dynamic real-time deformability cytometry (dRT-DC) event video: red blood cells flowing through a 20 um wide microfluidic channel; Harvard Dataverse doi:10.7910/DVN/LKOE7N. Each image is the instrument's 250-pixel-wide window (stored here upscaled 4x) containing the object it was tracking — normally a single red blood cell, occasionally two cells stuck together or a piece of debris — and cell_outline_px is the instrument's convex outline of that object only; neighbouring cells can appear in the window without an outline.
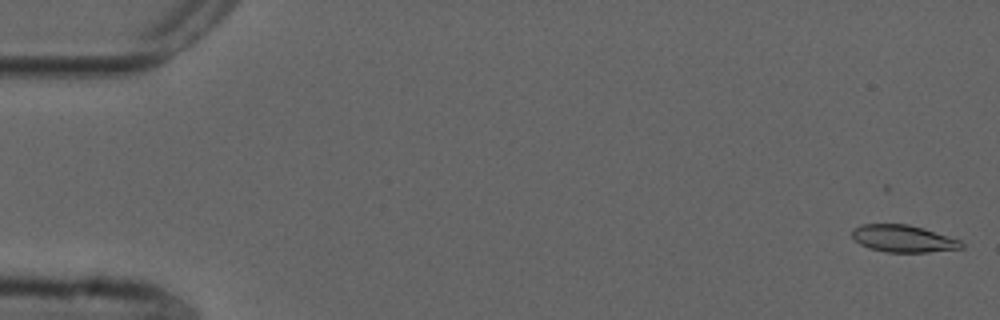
{"species": "common noctule bat (a hibernating species)", "species_latin": "Nyctalus noctula", "temperature_condition": "cold", "stored_images_in_passage": 54, "camera_frame_rate_fps": 3000, "um_per_image_px": 0.085, "animal": {"sex": "male", "forearm_length_mm": 52.5}, "frame": {"image": 1, "passage_image": 1, "time_ms": 0.0, "image_size_px": [1000, 320], "cell_outline_px": [[964, 248], [928, 252], [888, 252], [868, 248], [860, 244], [852, 236], [852, 228], [860, 224], [908, 224], [960, 240], [964, 244]], "centroid_in_image_um": [76.75, 20.28], "position_along_channel_um": 8.3, "area_um2": 17.17}}
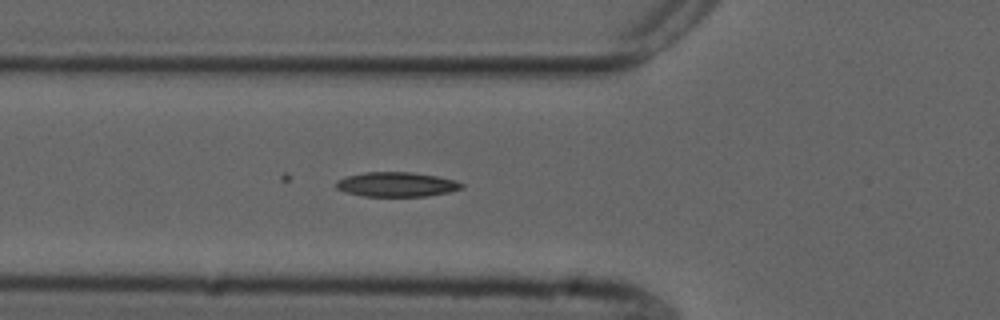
{"frame": {"image": 2, "passage_image": 19, "time_ms": 6.0, "image_size_px": [1000, 320], "cell_outline_px": [[464, 188], [448, 192], [428, 196], [364, 196], [348, 192], [336, 188], [336, 180], [348, 176], [364, 172], [412, 172], [436, 176], [456, 180], [464, 184]], "centroid_in_image_um": [33.74, 15.67], "position_along_channel_um": 92.1, "area_um2": 17.92}}
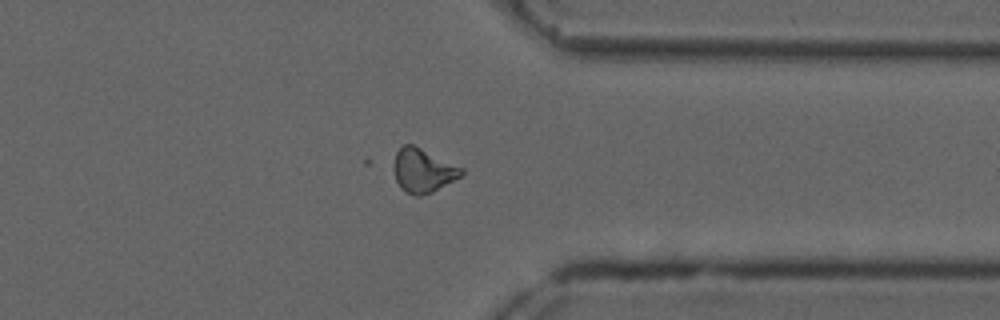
{"frame": {"image": 3, "passage_image": 42, "time_ms": 13.667, "image_size_px": [1000, 320], "cell_outline_px": [[464, 172], [460, 176], [432, 192], [420, 196], [412, 196], [404, 192], [400, 188], [396, 180], [396, 152], [404, 144], [412, 144], [464, 168]], "centroid_in_image_um": [35.97, 14.51], "position_along_channel_um": 375.4, "area_um2": 16.94}, "authors_computed_cell_mechanics": {"area_um2": 17.3111, "velocity_mm_per_s": 3.7683, "shape_relaxation_time_tau1_ms": null, "shape_relaxation_time_tau2_ms": 1.3841, "deformation_change_tau1": null, "deformation_change_tau2": 0.052}}